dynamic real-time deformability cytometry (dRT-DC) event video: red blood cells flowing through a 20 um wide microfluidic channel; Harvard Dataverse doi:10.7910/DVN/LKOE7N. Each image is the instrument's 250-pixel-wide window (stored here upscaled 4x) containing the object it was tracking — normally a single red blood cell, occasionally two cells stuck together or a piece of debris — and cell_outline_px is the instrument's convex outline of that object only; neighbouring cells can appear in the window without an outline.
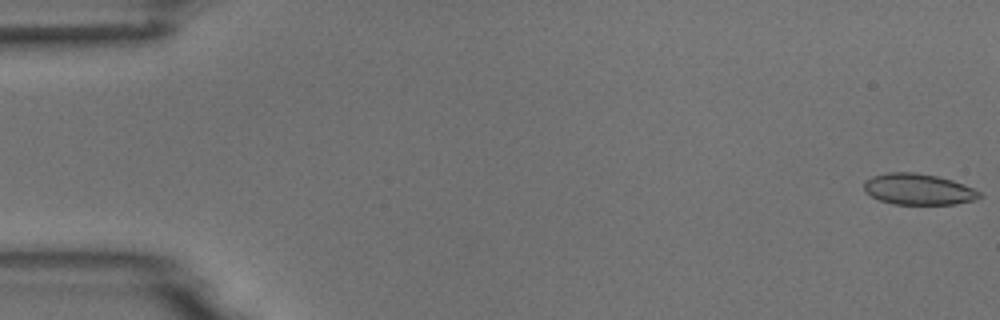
{"species": "common noctule bat (a hibernating species)", "species_latin": "Nyctalus noctula", "temperature_condition": "room temperature", "stored_images_in_passage": 6, "camera_frame_rate_fps": 3000, "um_per_image_px": 0.085, "animal": {"sex": "male", "body_mass_g": 18.8}, "frame": {"image": 1, "passage_image": 1, "time_ms": 0.0, "image_size_px": [1000, 320], "cell_outline_px": [[984, 196], [976, 200], [956, 204], [892, 204], [880, 200], [864, 192], [864, 180], [872, 176], [888, 172], [916, 172], [936, 176], [952, 180], [964, 184], [980, 192]], "centroid_in_image_um": [78.06, 16.09], "position_along_channel_um": 6.9, "area_um2": 21.1}}
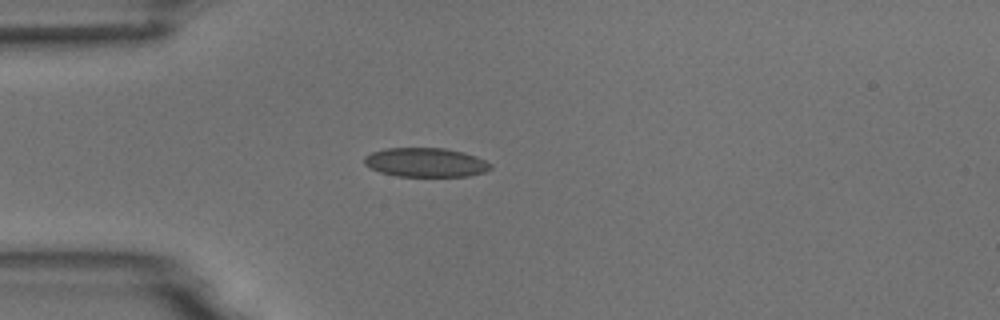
{"frame": {"image": 2, "passage_image": 5, "time_ms": 4.667, "image_size_px": [1000, 320], "cell_outline_px": [[492, 168], [484, 172], [468, 176], [396, 176], [380, 172], [364, 164], [364, 156], [372, 152], [384, 148], [444, 148], [464, 152], [476, 156], [492, 164]], "centroid_in_image_um": [36.18, 13.8], "position_along_channel_um": 48.8, "area_um2": 21.44}}